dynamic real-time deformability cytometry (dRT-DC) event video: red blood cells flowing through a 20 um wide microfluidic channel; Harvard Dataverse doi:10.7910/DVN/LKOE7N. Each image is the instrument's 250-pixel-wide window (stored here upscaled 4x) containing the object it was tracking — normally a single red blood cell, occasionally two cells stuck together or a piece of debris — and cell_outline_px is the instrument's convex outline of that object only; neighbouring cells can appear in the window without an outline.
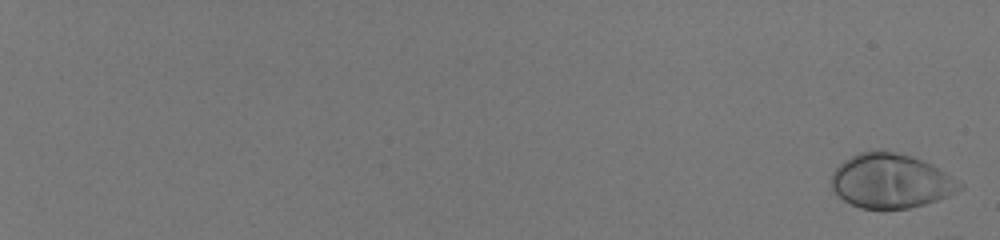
{"species": "human", "species_latin": "Homo sapiens", "temperature_condition": "room temperature", "stored_images_in_passage": 16, "camera_frame_rate_fps": 3000, "um_per_image_px": 0.085, "donor": {"sex": "male"}, "frame": {"image": 1, "passage_image": 2, "time_ms": 0.333, "image_size_px": [1000, 240], "cell_outline_px": [[964, 188], [948, 196], [924, 204], [908, 208], [860, 208], [844, 200], [832, 188], [832, 172], [844, 160], [860, 152], [892, 152], [912, 156], [932, 164], [964, 184]], "centroid_in_image_um": [75.75, 15.39], "position_along_channel_um": 9.3, "area_um2": 40.06}}